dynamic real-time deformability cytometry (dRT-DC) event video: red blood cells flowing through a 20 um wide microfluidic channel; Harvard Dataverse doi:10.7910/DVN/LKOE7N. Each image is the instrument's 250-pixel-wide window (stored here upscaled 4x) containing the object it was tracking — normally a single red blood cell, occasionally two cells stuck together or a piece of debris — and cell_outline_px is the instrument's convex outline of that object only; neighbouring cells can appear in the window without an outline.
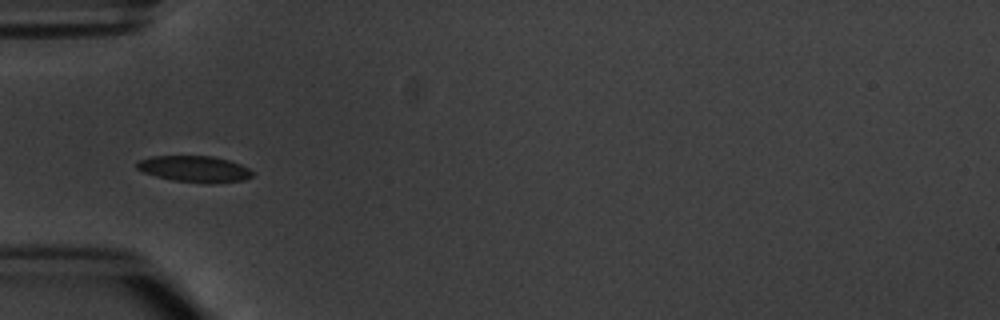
{"species": "common noctule bat (a hibernating species)", "species_latin": "Nyctalus noctula", "temperature_condition": "warm", "stored_images_in_passage": 6, "camera_frame_rate_fps": 3000, "um_per_image_px": 0.085, "animal": {"sex": "male", "body_mass_g": 20.1, "forearm_length_mm": 53.5}, "frame": {"image": 1, "passage_image": 4, "time_ms": 4.333, "image_size_px": [1000, 320], "cell_outline_px": [[252, 176], [244, 180], [212, 184], [204, 184], [172, 180], [156, 176], [144, 172], [136, 168], [136, 164], [140, 160], [152, 156], [212, 156], [228, 160], [240, 164], [248, 168], [252, 172]], "centroid_in_image_um": [16.54, 14.37], "position_along_channel_um": 68.5, "area_um2": 17.74}}